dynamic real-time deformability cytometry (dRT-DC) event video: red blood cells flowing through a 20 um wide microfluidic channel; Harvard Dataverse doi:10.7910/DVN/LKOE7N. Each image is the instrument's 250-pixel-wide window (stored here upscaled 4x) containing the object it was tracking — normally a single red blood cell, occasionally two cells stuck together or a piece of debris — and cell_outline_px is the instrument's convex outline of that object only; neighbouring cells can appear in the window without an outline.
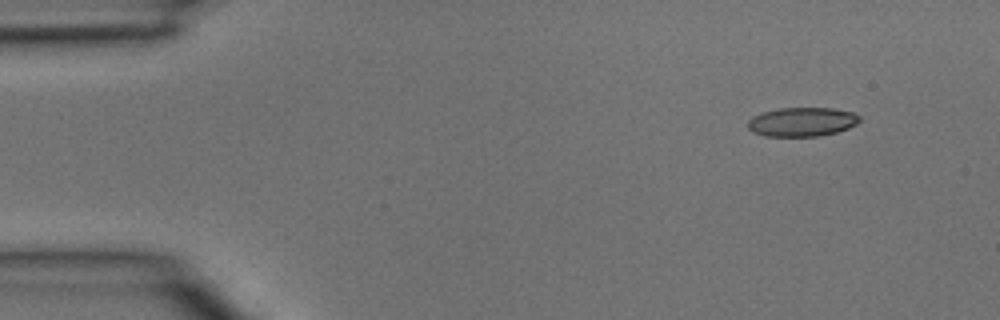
{"species": "common noctule bat (a hibernating species)", "species_latin": "Nyctalus noctula", "temperature_condition": "room temperature", "stored_images_in_passage": 4, "camera_frame_rate_fps": 3000, "um_per_image_px": 0.085, "animal": {"sex": "male", "body_mass_g": 15.6}, "frame": {"image": 1, "passage_image": 1, "time_ms": 0.0, "image_size_px": [1000, 320], "cell_outline_px": [[860, 120], [856, 124], [848, 128], [836, 132], [816, 136], [764, 136], [752, 132], [748, 128], [748, 120], [752, 116], [764, 112], [780, 108], [832, 108], [852, 112], [860, 116]], "centroid_in_image_um": [68.15, 10.36], "position_along_channel_um": 16.8, "area_um2": 18.84}}